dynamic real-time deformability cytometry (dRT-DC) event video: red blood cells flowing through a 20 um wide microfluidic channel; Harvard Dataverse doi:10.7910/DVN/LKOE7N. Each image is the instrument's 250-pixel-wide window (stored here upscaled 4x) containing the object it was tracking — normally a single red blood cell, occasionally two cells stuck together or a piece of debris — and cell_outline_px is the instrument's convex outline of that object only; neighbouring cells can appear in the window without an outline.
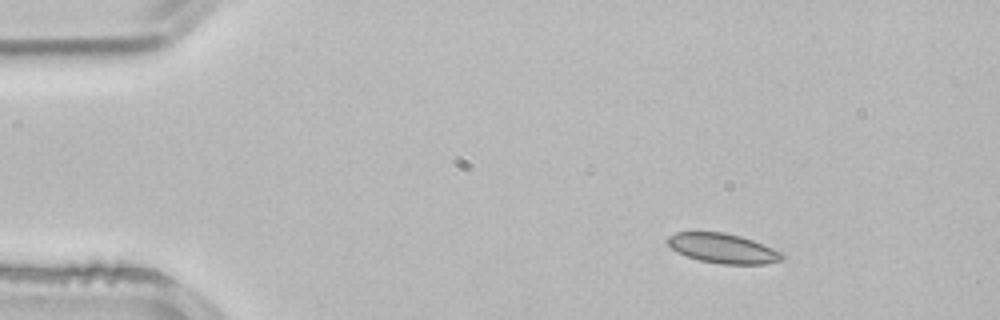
{"species": "common noctule bat (a hibernating species)", "species_latin": "Nyctalus noctula", "temperature_condition": "room temperature", "stored_images_in_passage": 3, "camera_frame_rate_fps": 3000, "um_per_image_px": 0.085, "animal": {"sex": "male", "body_mass_g": 21.5, "forearm_length_mm": 52.0}, "frame": {"image": 1, "passage_image": 1, "time_ms": 0.0, "image_size_px": [1000, 320], "cell_outline_px": [[784, 256], [780, 260], [764, 264], [720, 264], [700, 260], [676, 252], [664, 240], [668, 236], [676, 232], [724, 232], [740, 236], [752, 240], [772, 248], [780, 252]], "centroid_in_image_um": [61.39, 21.1], "position_along_channel_um": 23.6, "area_um2": 19.65}}
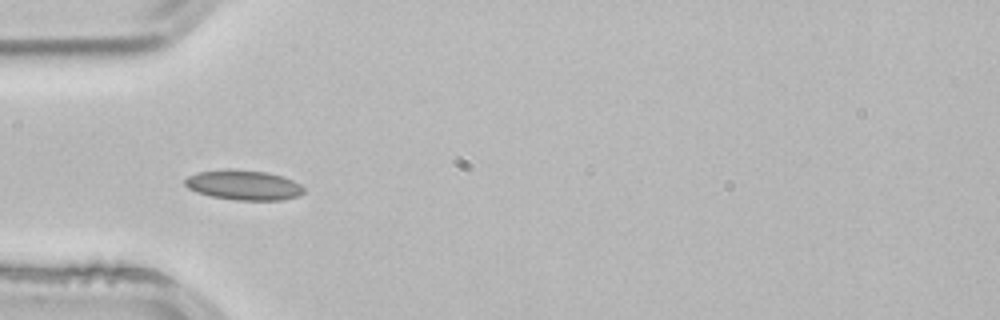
{"frame": {"image": 2, "passage_image": 3, "time_ms": 0.667, "image_size_px": [1000, 320], "cell_outline_px": [[304, 192], [300, 196], [284, 200], [236, 200], [208, 196], [196, 192], [188, 188], [184, 184], [184, 180], [188, 176], [196, 172], [224, 168], [232, 168], [268, 172], [292, 180], [300, 184], [304, 188]], "centroid_in_image_um": [20.68, 15.72], "position_along_channel_um": 64.3, "area_um2": 21.15}}